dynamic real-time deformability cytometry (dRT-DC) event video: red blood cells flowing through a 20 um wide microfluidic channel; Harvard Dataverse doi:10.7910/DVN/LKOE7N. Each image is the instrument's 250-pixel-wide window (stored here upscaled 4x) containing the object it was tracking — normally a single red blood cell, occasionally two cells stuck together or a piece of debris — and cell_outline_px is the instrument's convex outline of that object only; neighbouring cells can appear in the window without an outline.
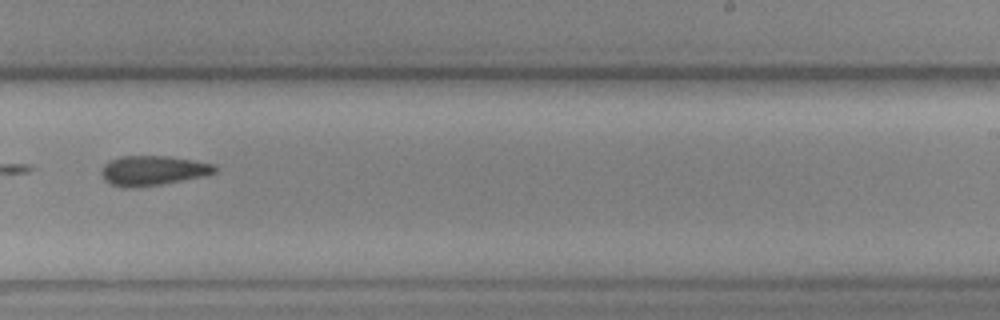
{"species": "common noctule bat (a hibernating species)", "species_latin": "Nyctalus noctula", "temperature_condition": "cold", "stored_images_in_passage": 11, "camera_frame_rate_fps": 3000, "um_per_image_px": 0.085, "animal": {"sex": "female", "body_mass_g": 19.3, "forearm_length_mm": 54.1}, "frame": {"image": 1, "passage_image": 6, "time_ms": 1.667, "image_size_px": [1000, 320], "cell_outline_px": [[216, 172], [208, 176], [160, 184], [132, 188], [124, 188], [112, 184], [104, 180], [100, 172], [104, 164], [108, 160], [124, 156], [168, 156], [216, 164]], "centroid_in_image_um": [13.0, 14.5], "position_along_channel_um": 276.0, "area_um2": 19.83}}
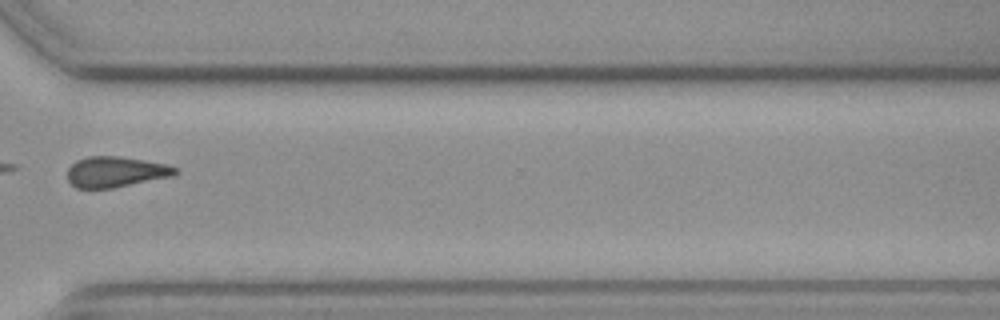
{"frame": {"image": 2, "passage_image": 8, "time_ms": 2.333, "image_size_px": [1000, 320], "cell_outline_px": [[180, 172], [172, 176], [112, 188], [76, 188], [68, 180], [68, 168], [76, 160], [88, 156], [120, 156], [144, 160], [164, 164], [176, 168]], "centroid_in_image_um": [9.81, 14.6], "position_along_channel_um": 360.8, "area_um2": 19.13}}
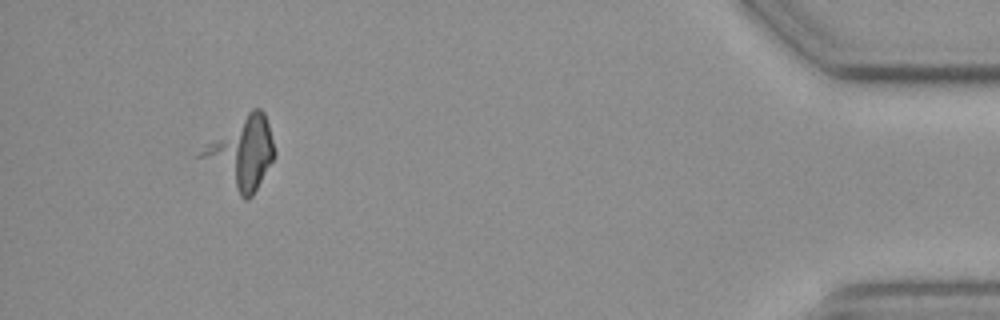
{"frame": {"image": 3, "passage_image": 10, "time_ms": 3.0, "image_size_px": [1000, 320], "cell_outline_px": [[276, 156], [252, 196], [248, 200], [244, 200], [196, 156], [204, 144], [252, 108], [260, 108], [264, 112], [268, 124], [276, 152]], "centroid_in_image_um": [20.52, 13.0], "position_along_channel_um": 414.7, "area_um2": 30.58}}